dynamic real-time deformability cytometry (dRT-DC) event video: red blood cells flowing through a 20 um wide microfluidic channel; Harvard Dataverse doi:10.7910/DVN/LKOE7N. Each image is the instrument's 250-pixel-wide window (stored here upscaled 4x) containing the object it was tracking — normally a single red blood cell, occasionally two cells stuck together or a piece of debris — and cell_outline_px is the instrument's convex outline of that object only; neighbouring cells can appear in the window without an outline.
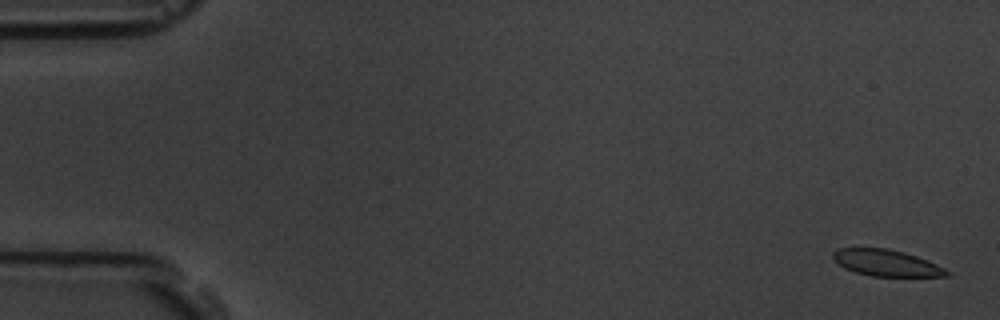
{"species": "common noctule bat (a hibernating species)", "species_latin": "Nyctalus noctula", "temperature_condition": "room temperature", "stored_images_in_passage": 11, "camera_frame_rate_fps": 3000, "um_per_image_px": 0.085, "animal": {"sex": "male", "body_mass_g": 19.5, "forearm_length_mm": 54.6}, "frame": {"image": 1, "passage_image": 1, "time_ms": 0.0, "image_size_px": [1000, 320], "cell_outline_px": [[952, 276], [872, 276], [856, 272], [844, 268], [832, 256], [832, 252], [840, 248], [888, 248], [904, 252], [916, 256], [936, 264], [952, 272]], "centroid_in_image_um": [75.37, 22.35], "position_along_channel_um": 9.6, "area_um2": 17.4}}
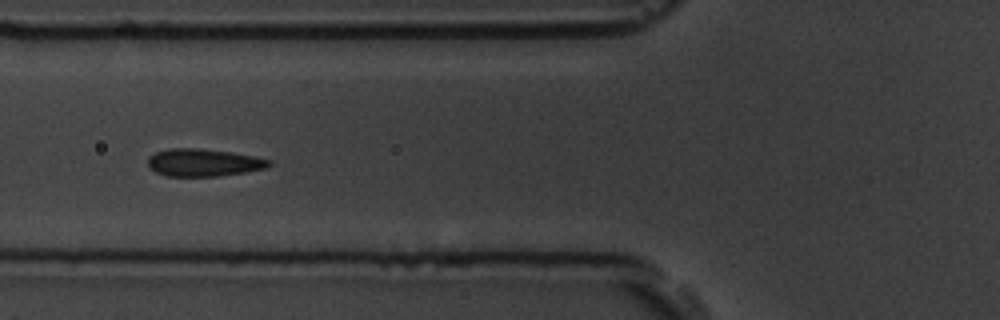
{"frame": {"image": 2, "passage_image": 6, "time_ms": 6.667, "image_size_px": [1000, 320], "cell_outline_px": [[272, 164], [264, 168], [244, 172], [216, 176], [168, 176], [156, 172], [148, 164], [148, 156], [156, 152], [172, 148], [196, 148], [232, 152], [272, 160]], "centroid_in_image_um": [17.29, 13.81], "position_along_channel_um": 108.5, "area_um2": 19.19}}
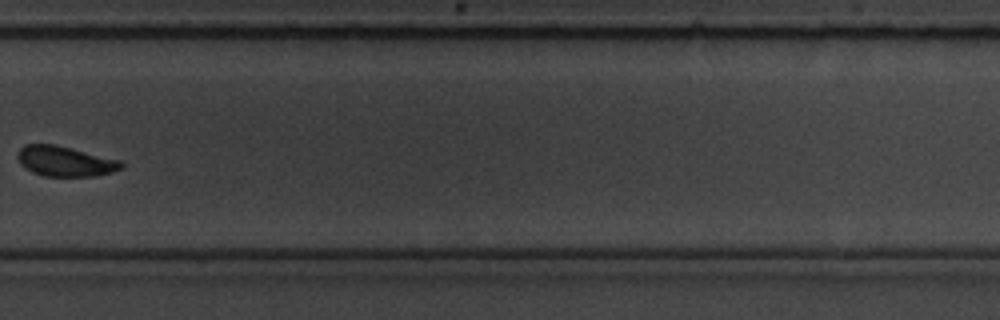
{"frame": {"image": 3, "passage_image": 11, "time_ms": 12.667, "image_size_px": [1000, 320], "cell_outline_px": [[124, 168], [112, 172], [96, 176], [44, 176], [32, 172], [24, 168], [20, 164], [16, 156], [20, 148], [24, 144], [56, 144], [120, 160], [124, 164]], "centroid_in_image_um": [5.52, 13.7], "position_along_channel_um": 324.3, "area_um2": 18.44}}